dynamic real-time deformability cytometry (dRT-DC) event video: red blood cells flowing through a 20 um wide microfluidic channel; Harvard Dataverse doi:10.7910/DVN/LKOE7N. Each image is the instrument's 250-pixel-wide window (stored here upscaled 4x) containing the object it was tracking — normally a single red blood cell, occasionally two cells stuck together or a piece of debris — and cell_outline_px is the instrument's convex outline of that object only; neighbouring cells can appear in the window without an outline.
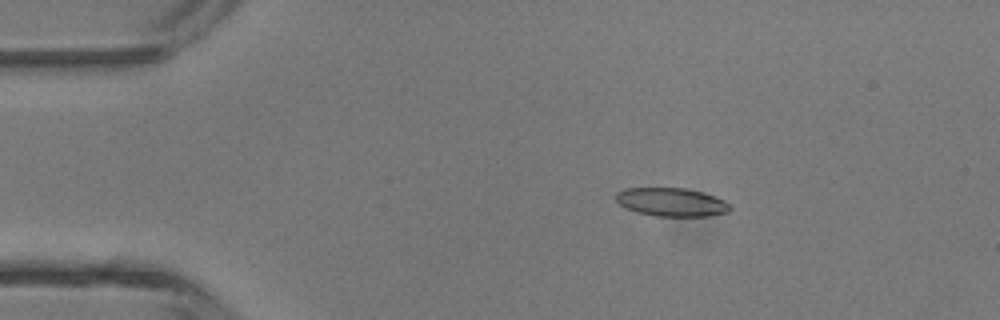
{"species": "common noctule bat (a hibernating species)", "species_latin": "Nyctalus noctula", "temperature_condition": "room temperature", "stored_images_in_passage": 39, "camera_frame_rate_fps": 3000, "um_per_image_px": 0.085, "animal": {"sex": "male", "body_mass_g": 13.3}, "frame": {"image": 1, "passage_image": 1, "time_ms": 0.0, "image_size_px": [1000, 320], "cell_outline_px": [[732, 208], [728, 212], [708, 216], [656, 216], [636, 212], [624, 208], [616, 200], [616, 192], [624, 188], [684, 188], [700, 192], [724, 200]], "centroid_in_image_um": [57.03, 17.18], "position_along_channel_um": 28.0, "area_um2": 18.84}}
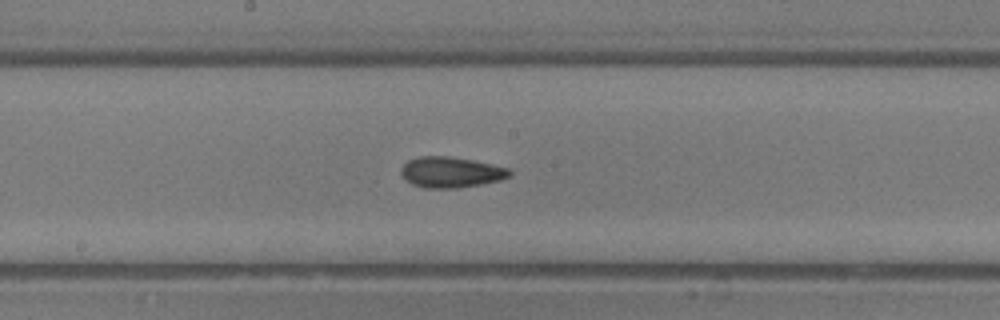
{"frame": {"image": 2, "passage_image": 17, "time_ms": 5.333, "image_size_px": [1000, 320], "cell_outline_px": [[512, 172], [508, 176], [500, 180], [480, 184], [456, 188], [424, 188], [412, 184], [400, 172], [400, 168], [408, 160], [420, 156], [448, 156], [472, 160], [508, 168]], "centroid_in_image_um": [38.3, 14.63], "position_along_channel_um": 209.9, "area_um2": 19.19}}
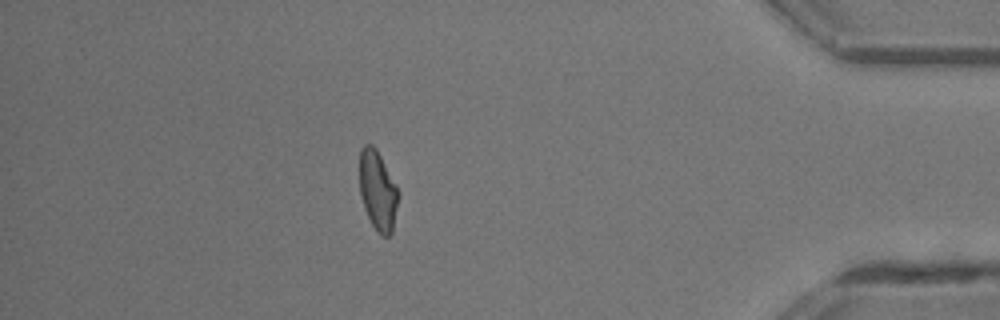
{"frame": {"image": 3, "passage_image": 33, "time_ms": 10.667, "image_size_px": [1000, 320], "cell_outline_px": [[396, 204], [392, 232], [388, 236], [384, 236], [372, 224], [364, 208], [360, 192], [360, 148], [364, 144], [372, 144], [376, 148], [396, 184]], "centroid_in_image_um": [32.07, 16.13], "position_along_channel_um": 403.1, "area_um2": 17.34}, "authors_computed_cell_mechanics": {"area_um2": 18.785, "velocity_mm_per_s": 4.5196, "shape_relaxation_time_tau1_ms": 9.1281, "shape_relaxation_time_tau2_ms": 2.8681, "deformation_change_tau1": 0.1804, "deformation_change_tau2": 0.1054}}